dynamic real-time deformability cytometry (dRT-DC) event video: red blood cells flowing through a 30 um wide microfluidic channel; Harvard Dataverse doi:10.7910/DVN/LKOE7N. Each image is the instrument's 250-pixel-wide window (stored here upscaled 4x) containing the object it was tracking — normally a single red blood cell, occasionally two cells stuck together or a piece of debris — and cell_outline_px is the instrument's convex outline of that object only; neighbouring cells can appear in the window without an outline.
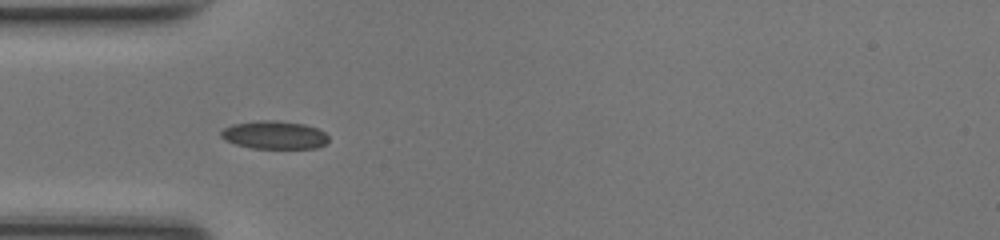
{"species": "common noctule bat (a hibernating species)", "species_latin": "Nyctalus noctula", "temperature_condition": "room temperature", "stored_images_in_passage": 35, "camera_frame_rate_fps": 3000, "um_per_image_px": 0.085, "animal": {"sex": "female", "body_mass_g": 17.0, "forearm_length_mm": 48.0}, "frame": {"image": 1, "passage_image": 1, "time_ms": 0.0, "image_size_px": [1000, 240], "cell_outline_px": [[328, 140], [324, 144], [316, 148], [252, 148], [236, 144], [224, 140], [220, 136], [220, 132], [224, 128], [232, 124], [260, 120], [276, 120], [304, 124], [316, 128], [324, 132], [328, 136]], "centroid_in_image_um": [23.29, 11.47], "position_along_channel_um": 61.7, "area_um2": 17.57}}
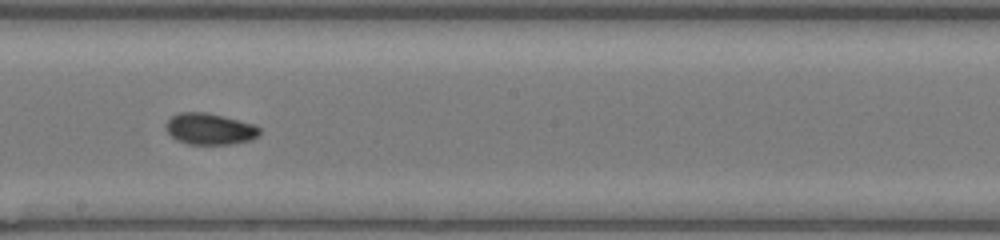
{"frame": {"image": 2, "passage_image": 13, "time_ms": 4.0, "image_size_px": [1000, 240], "cell_outline_px": [[260, 132], [252, 140], [232, 144], [188, 144], [176, 140], [168, 132], [164, 124], [172, 116], [180, 112], [204, 112], [252, 124], [260, 128]], "centroid_in_image_um": [17.79, 10.97], "position_along_channel_um": 230.4, "area_um2": 16.88}}
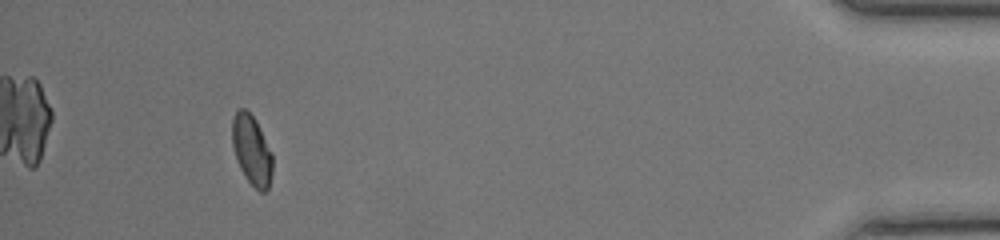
{"frame": {"image": 3, "passage_image": 31, "time_ms": 10.0, "image_size_px": [1000, 240], "cell_outline_px": [[272, 172], [268, 188], [264, 192], [260, 192], [244, 176], [236, 160], [232, 144], [232, 116], [240, 108], [244, 108], [256, 120], [272, 152]], "centroid_in_image_um": [21.39, 12.75], "position_along_channel_um": 413.8, "area_um2": 16.42}, "authors_computed_cell_mechanics": {"area_um2": 16.6464, "velocity_mm_per_s": 4.2482, "shape_relaxation_time_tau1_ms": 3.3105, "shape_relaxation_time_tau2_ms": 2.0695, "deformation_change_tau1": 0.1323, "deformation_change_tau2": 0.0588}}